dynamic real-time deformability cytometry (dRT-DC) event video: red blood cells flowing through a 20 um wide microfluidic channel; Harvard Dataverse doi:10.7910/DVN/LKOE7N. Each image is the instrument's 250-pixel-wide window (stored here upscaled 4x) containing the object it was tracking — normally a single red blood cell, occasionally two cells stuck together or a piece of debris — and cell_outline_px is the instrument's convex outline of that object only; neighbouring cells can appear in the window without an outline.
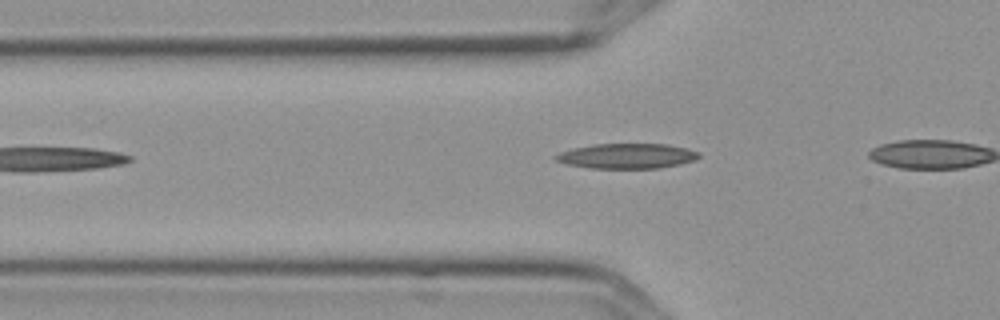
{"species": "Egyptian fruit bat (a non-hibernating species)", "species_latin": "Rousettus aegyptiacus", "temperature_condition": "cold", "stored_images_in_passage": 4, "camera_frame_rate_fps": 3000, "um_per_image_px": 0.085, "frame": {"image": 1, "passage_image": 4, "time_ms": 1.0, "image_size_px": [1000, 320], "cell_outline_px": [[700, 156], [692, 160], [676, 164], [656, 168], [588, 168], [568, 164], [556, 160], [552, 156], [560, 152], [572, 148], [592, 144], [668, 144], [700, 152]], "centroid_in_image_um": [53.22, 13.25], "position_along_channel_um": 72.6, "area_um2": 20.69}}